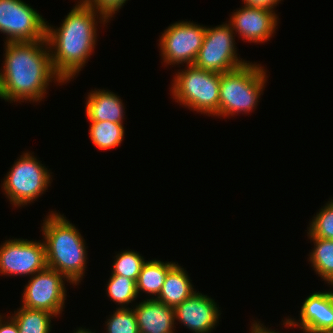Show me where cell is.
<instances>
[{
	"mask_svg": "<svg viewBox=\"0 0 333 333\" xmlns=\"http://www.w3.org/2000/svg\"><path fill=\"white\" fill-rule=\"evenodd\" d=\"M88 7L92 8L99 16L110 22L128 0H82ZM117 11V12H116Z\"/></svg>",
	"mask_w": 333,
	"mask_h": 333,
	"instance_id": "obj_26",
	"label": "cell"
},
{
	"mask_svg": "<svg viewBox=\"0 0 333 333\" xmlns=\"http://www.w3.org/2000/svg\"><path fill=\"white\" fill-rule=\"evenodd\" d=\"M65 281L72 284L64 275L55 269L46 267L30 276L24 287L21 306L28 309L46 310L56 317L65 308Z\"/></svg>",
	"mask_w": 333,
	"mask_h": 333,
	"instance_id": "obj_10",
	"label": "cell"
},
{
	"mask_svg": "<svg viewBox=\"0 0 333 333\" xmlns=\"http://www.w3.org/2000/svg\"><path fill=\"white\" fill-rule=\"evenodd\" d=\"M187 273L177 262L168 271L162 290L156 300L175 308L195 293L196 290H194V286L190 282L192 280Z\"/></svg>",
	"mask_w": 333,
	"mask_h": 333,
	"instance_id": "obj_17",
	"label": "cell"
},
{
	"mask_svg": "<svg viewBox=\"0 0 333 333\" xmlns=\"http://www.w3.org/2000/svg\"><path fill=\"white\" fill-rule=\"evenodd\" d=\"M252 326H250V333H279L276 330H272L269 327L264 326L260 321L253 320ZM269 328V329H268Z\"/></svg>",
	"mask_w": 333,
	"mask_h": 333,
	"instance_id": "obj_29",
	"label": "cell"
},
{
	"mask_svg": "<svg viewBox=\"0 0 333 333\" xmlns=\"http://www.w3.org/2000/svg\"><path fill=\"white\" fill-rule=\"evenodd\" d=\"M284 327H298L302 333H322L333 329V291H318L302 303L300 318H287Z\"/></svg>",
	"mask_w": 333,
	"mask_h": 333,
	"instance_id": "obj_13",
	"label": "cell"
},
{
	"mask_svg": "<svg viewBox=\"0 0 333 333\" xmlns=\"http://www.w3.org/2000/svg\"><path fill=\"white\" fill-rule=\"evenodd\" d=\"M275 13L268 9L244 5L233 12L228 23L232 31L238 33L246 42L264 43L276 33L279 18Z\"/></svg>",
	"mask_w": 333,
	"mask_h": 333,
	"instance_id": "obj_12",
	"label": "cell"
},
{
	"mask_svg": "<svg viewBox=\"0 0 333 333\" xmlns=\"http://www.w3.org/2000/svg\"><path fill=\"white\" fill-rule=\"evenodd\" d=\"M107 283L106 293L113 302L118 303V308H128L138 298L135 280L122 275H111Z\"/></svg>",
	"mask_w": 333,
	"mask_h": 333,
	"instance_id": "obj_22",
	"label": "cell"
},
{
	"mask_svg": "<svg viewBox=\"0 0 333 333\" xmlns=\"http://www.w3.org/2000/svg\"><path fill=\"white\" fill-rule=\"evenodd\" d=\"M313 241L314 248L311 250L309 262L312 269L328 285H333V240L308 237Z\"/></svg>",
	"mask_w": 333,
	"mask_h": 333,
	"instance_id": "obj_19",
	"label": "cell"
},
{
	"mask_svg": "<svg viewBox=\"0 0 333 333\" xmlns=\"http://www.w3.org/2000/svg\"><path fill=\"white\" fill-rule=\"evenodd\" d=\"M242 1L244 5L248 7L264 8L271 11H275L274 8L282 0H242Z\"/></svg>",
	"mask_w": 333,
	"mask_h": 333,
	"instance_id": "obj_27",
	"label": "cell"
},
{
	"mask_svg": "<svg viewBox=\"0 0 333 333\" xmlns=\"http://www.w3.org/2000/svg\"><path fill=\"white\" fill-rule=\"evenodd\" d=\"M43 220L42 234L47 267L64 275L72 285L81 283L87 265V247L78 228L60 212L51 211Z\"/></svg>",
	"mask_w": 333,
	"mask_h": 333,
	"instance_id": "obj_3",
	"label": "cell"
},
{
	"mask_svg": "<svg viewBox=\"0 0 333 333\" xmlns=\"http://www.w3.org/2000/svg\"><path fill=\"white\" fill-rule=\"evenodd\" d=\"M73 333H95V332H92L90 329L79 327L75 331L73 330Z\"/></svg>",
	"mask_w": 333,
	"mask_h": 333,
	"instance_id": "obj_30",
	"label": "cell"
},
{
	"mask_svg": "<svg viewBox=\"0 0 333 333\" xmlns=\"http://www.w3.org/2000/svg\"><path fill=\"white\" fill-rule=\"evenodd\" d=\"M10 316L17 323L19 333H50L51 319L56 317L46 310L28 309L23 306Z\"/></svg>",
	"mask_w": 333,
	"mask_h": 333,
	"instance_id": "obj_20",
	"label": "cell"
},
{
	"mask_svg": "<svg viewBox=\"0 0 333 333\" xmlns=\"http://www.w3.org/2000/svg\"><path fill=\"white\" fill-rule=\"evenodd\" d=\"M43 16L23 0H0V32L5 42H34L46 38Z\"/></svg>",
	"mask_w": 333,
	"mask_h": 333,
	"instance_id": "obj_8",
	"label": "cell"
},
{
	"mask_svg": "<svg viewBox=\"0 0 333 333\" xmlns=\"http://www.w3.org/2000/svg\"><path fill=\"white\" fill-rule=\"evenodd\" d=\"M322 333H333V329H331V330H327V331H324V332H322Z\"/></svg>",
	"mask_w": 333,
	"mask_h": 333,
	"instance_id": "obj_31",
	"label": "cell"
},
{
	"mask_svg": "<svg viewBox=\"0 0 333 333\" xmlns=\"http://www.w3.org/2000/svg\"><path fill=\"white\" fill-rule=\"evenodd\" d=\"M235 36L229 23H222L213 28L206 27L202 47L194 65L203 70L221 74L248 63L249 61L237 56Z\"/></svg>",
	"mask_w": 333,
	"mask_h": 333,
	"instance_id": "obj_7",
	"label": "cell"
},
{
	"mask_svg": "<svg viewBox=\"0 0 333 333\" xmlns=\"http://www.w3.org/2000/svg\"><path fill=\"white\" fill-rule=\"evenodd\" d=\"M261 64L250 63L221 73L219 87V116L251 113L265 88L268 76Z\"/></svg>",
	"mask_w": 333,
	"mask_h": 333,
	"instance_id": "obj_4",
	"label": "cell"
},
{
	"mask_svg": "<svg viewBox=\"0 0 333 333\" xmlns=\"http://www.w3.org/2000/svg\"><path fill=\"white\" fill-rule=\"evenodd\" d=\"M139 333H175V311L173 307L145 299L134 306Z\"/></svg>",
	"mask_w": 333,
	"mask_h": 333,
	"instance_id": "obj_15",
	"label": "cell"
},
{
	"mask_svg": "<svg viewBox=\"0 0 333 333\" xmlns=\"http://www.w3.org/2000/svg\"><path fill=\"white\" fill-rule=\"evenodd\" d=\"M175 320L189 328L193 333H211L221 311L213 298L200 293H193L189 298L174 308Z\"/></svg>",
	"mask_w": 333,
	"mask_h": 333,
	"instance_id": "obj_14",
	"label": "cell"
},
{
	"mask_svg": "<svg viewBox=\"0 0 333 333\" xmlns=\"http://www.w3.org/2000/svg\"><path fill=\"white\" fill-rule=\"evenodd\" d=\"M0 71V99L8 102H41L49 83L66 84L52 66L47 39L4 42ZM54 80V81H53Z\"/></svg>",
	"mask_w": 333,
	"mask_h": 333,
	"instance_id": "obj_1",
	"label": "cell"
},
{
	"mask_svg": "<svg viewBox=\"0 0 333 333\" xmlns=\"http://www.w3.org/2000/svg\"><path fill=\"white\" fill-rule=\"evenodd\" d=\"M78 1L59 28L46 23L52 66L65 83L81 71L93 53L98 37V22L104 26L107 23L82 0Z\"/></svg>",
	"mask_w": 333,
	"mask_h": 333,
	"instance_id": "obj_2",
	"label": "cell"
},
{
	"mask_svg": "<svg viewBox=\"0 0 333 333\" xmlns=\"http://www.w3.org/2000/svg\"><path fill=\"white\" fill-rule=\"evenodd\" d=\"M90 123L89 136L92 143L100 150H110L122 143L125 134L123 124L110 121Z\"/></svg>",
	"mask_w": 333,
	"mask_h": 333,
	"instance_id": "obj_21",
	"label": "cell"
},
{
	"mask_svg": "<svg viewBox=\"0 0 333 333\" xmlns=\"http://www.w3.org/2000/svg\"><path fill=\"white\" fill-rule=\"evenodd\" d=\"M175 264V262H163L156 259L146 261L136 282L138 297L140 296V292H145L153 296L150 299H156L162 290L168 271Z\"/></svg>",
	"mask_w": 333,
	"mask_h": 333,
	"instance_id": "obj_18",
	"label": "cell"
},
{
	"mask_svg": "<svg viewBox=\"0 0 333 333\" xmlns=\"http://www.w3.org/2000/svg\"><path fill=\"white\" fill-rule=\"evenodd\" d=\"M0 333H19L18 325L11 316L8 315L6 319V316L0 314Z\"/></svg>",
	"mask_w": 333,
	"mask_h": 333,
	"instance_id": "obj_28",
	"label": "cell"
},
{
	"mask_svg": "<svg viewBox=\"0 0 333 333\" xmlns=\"http://www.w3.org/2000/svg\"><path fill=\"white\" fill-rule=\"evenodd\" d=\"M206 26L191 21H176L162 32L159 39L160 56L168 65H194L202 47Z\"/></svg>",
	"mask_w": 333,
	"mask_h": 333,
	"instance_id": "obj_9",
	"label": "cell"
},
{
	"mask_svg": "<svg viewBox=\"0 0 333 333\" xmlns=\"http://www.w3.org/2000/svg\"><path fill=\"white\" fill-rule=\"evenodd\" d=\"M307 228V236L333 240V199L313 216Z\"/></svg>",
	"mask_w": 333,
	"mask_h": 333,
	"instance_id": "obj_24",
	"label": "cell"
},
{
	"mask_svg": "<svg viewBox=\"0 0 333 333\" xmlns=\"http://www.w3.org/2000/svg\"><path fill=\"white\" fill-rule=\"evenodd\" d=\"M106 333H139L134 309L116 308L105 322Z\"/></svg>",
	"mask_w": 333,
	"mask_h": 333,
	"instance_id": "obj_25",
	"label": "cell"
},
{
	"mask_svg": "<svg viewBox=\"0 0 333 333\" xmlns=\"http://www.w3.org/2000/svg\"><path fill=\"white\" fill-rule=\"evenodd\" d=\"M173 77L172 98L179 103L201 114L218 116L219 87L221 74L203 70L195 65H183Z\"/></svg>",
	"mask_w": 333,
	"mask_h": 333,
	"instance_id": "obj_5",
	"label": "cell"
},
{
	"mask_svg": "<svg viewBox=\"0 0 333 333\" xmlns=\"http://www.w3.org/2000/svg\"><path fill=\"white\" fill-rule=\"evenodd\" d=\"M87 96L85 112L90 122L110 121L123 124L125 108L120 96L107 89L96 88Z\"/></svg>",
	"mask_w": 333,
	"mask_h": 333,
	"instance_id": "obj_16",
	"label": "cell"
},
{
	"mask_svg": "<svg viewBox=\"0 0 333 333\" xmlns=\"http://www.w3.org/2000/svg\"><path fill=\"white\" fill-rule=\"evenodd\" d=\"M147 260L137 251L123 250L114 258L111 275H122L137 282L143 264Z\"/></svg>",
	"mask_w": 333,
	"mask_h": 333,
	"instance_id": "obj_23",
	"label": "cell"
},
{
	"mask_svg": "<svg viewBox=\"0 0 333 333\" xmlns=\"http://www.w3.org/2000/svg\"><path fill=\"white\" fill-rule=\"evenodd\" d=\"M47 267L44 242L9 239L0 245V274L33 276Z\"/></svg>",
	"mask_w": 333,
	"mask_h": 333,
	"instance_id": "obj_11",
	"label": "cell"
},
{
	"mask_svg": "<svg viewBox=\"0 0 333 333\" xmlns=\"http://www.w3.org/2000/svg\"><path fill=\"white\" fill-rule=\"evenodd\" d=\"M14 161L1 187L14 207H24L39 198L51 185V172L33 153L25 152Z\"/></svg>",
	"mask_w": 333,
	"mask_h": 333,
	"instance_id": "obj_6",
	"label": "cell"
}]
</instances>
